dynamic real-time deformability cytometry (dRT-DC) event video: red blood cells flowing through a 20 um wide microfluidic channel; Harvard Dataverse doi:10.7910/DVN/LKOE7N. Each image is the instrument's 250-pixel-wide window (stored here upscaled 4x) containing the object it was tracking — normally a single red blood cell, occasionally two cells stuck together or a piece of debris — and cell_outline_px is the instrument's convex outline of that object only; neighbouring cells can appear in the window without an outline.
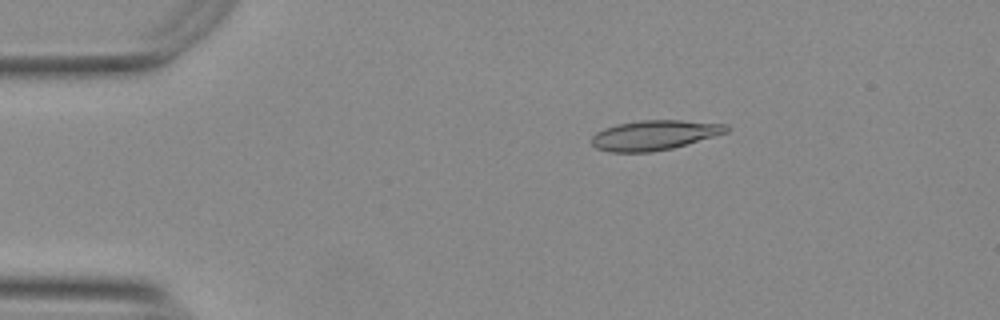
{"species": "Egyptian fruit bat (a non-hibernating species)", "species_latin": "Rousettus aegyptiacus", "temperature_condition": "warm", "stored_images_in_passage": 54, "camera_frame_rate_fps": 3000, "um_per_image_px": 0.085, "animal": {"sex": "female"}, "frame": {"image": 1, "passage_image": 10, "time_ms": 3.0, "image_size_px": [1000, 320], "cell_outline_px": [[732, 128], [728, 132], [672, 148], [652, 152], [608, 152], [596, 148], [592, 144], [592, 136], [596, 132], [604, 128], [616, 124], [640, 120], [680, 120], [728, 124]], "centroid_in_image_um": [55.62, 11.48], "position_along_channel_um": 29.4, "area_um2": 23.52}}
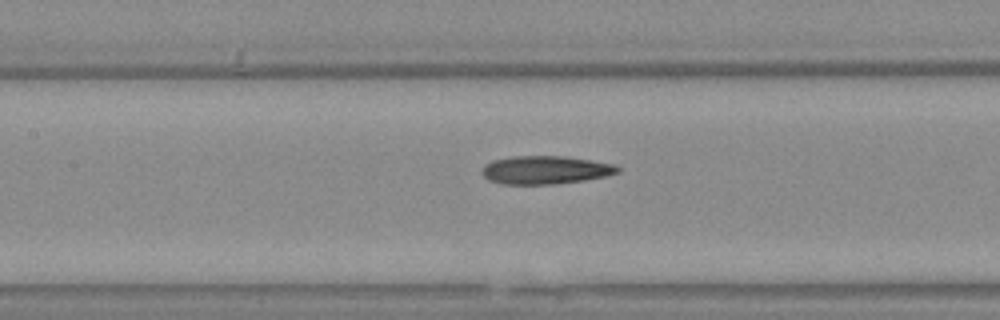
{"frame": {"image": 2, "passage_image": 25, "time_ms": 8.0, "image_size_px": [1000, 320], "cell_outline_px": [[620, 172], [604, 176], [584, 180], [552, 184], [504, 184], [488, 180], [480, 172], [484, 164], [492, 160], [512, 156], [564, 156], [592, 160], [616, 164], [620, 168]], "centroid_in_image_um": [46.34, 14.44], "position_along_channel_um": 161.1, "area_um2": 22.43}}
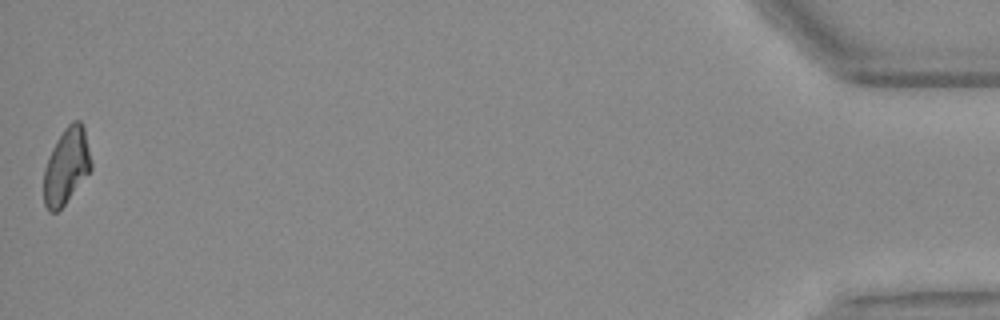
{"frame": {"image": 3, "passage_image": 54, "time_ms": 17.667, "image_size_px": [1000, 320], "cell_outline_px": [[92, 168], [64, 204], [56, 212], [48, 212], [44, 204], [44, 168], [52, 148], [56, 140], [64, 128], [72, 120], [80, 120], [84, 128], [92, 160]], "centroid_in_image_um": [5.64, 14.09], "position_along_channel_um": 429.6, "area_um2": 20.87}, "authors_computed_cell_mechanics": {"area_um2": 22.3108, "velocity_mm_per_s": 3.7828, "shape_relaxation_time_tau1_ms": null, "shape_relaxation_time_tau2_ms": 3.3972, "deformation_change_tau1": null, "deformation_change_tau2": 0.1248}}